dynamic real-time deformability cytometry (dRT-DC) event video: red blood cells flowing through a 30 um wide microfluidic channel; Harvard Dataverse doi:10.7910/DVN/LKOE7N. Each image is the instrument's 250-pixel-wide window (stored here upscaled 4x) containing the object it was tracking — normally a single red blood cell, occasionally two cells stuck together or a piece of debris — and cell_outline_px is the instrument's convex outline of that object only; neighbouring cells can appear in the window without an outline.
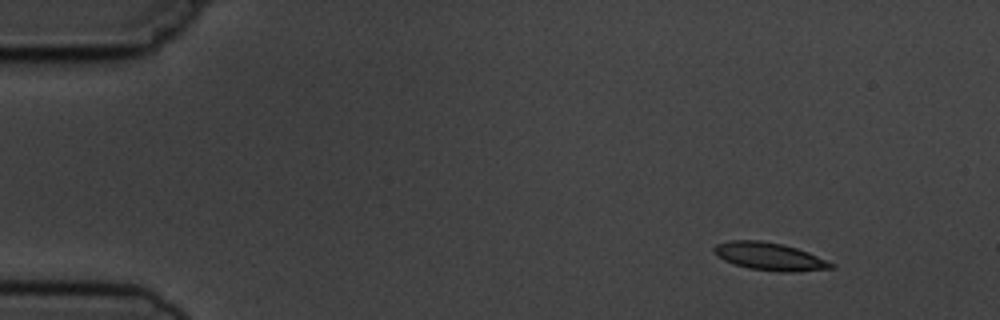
{"species": "common noctule bat (a hibernating species)", "species_latin": "Nyctalus noctula", "temperature_condition": "cold", "stored_images_in_passage": 5, "camera_frame_rate_fps": 3000, "um_per_image_px": 0.085, "animal": {"sex": "male", "body_mass_g": 19.5, "forearm_length_mm": 54.6}, "frame": {"image": 1, "passage_image": 1, "time_ms": 0.0, "image_size_px": [1000, 320], "cell_outline_px": [[836, 264], [832, 268], [796, 272], [780, 272], [748, 268], [724, 260], [716, 256], [712, 252], [712, 248], [716, 244], [728, 240], [760, 240], [780, 244], [796, 248], [808, 252]], "centroid_in_image_um": [65.38, 21.8], "position_along_channel_um": 19.6, "area_um2": 18.96}}
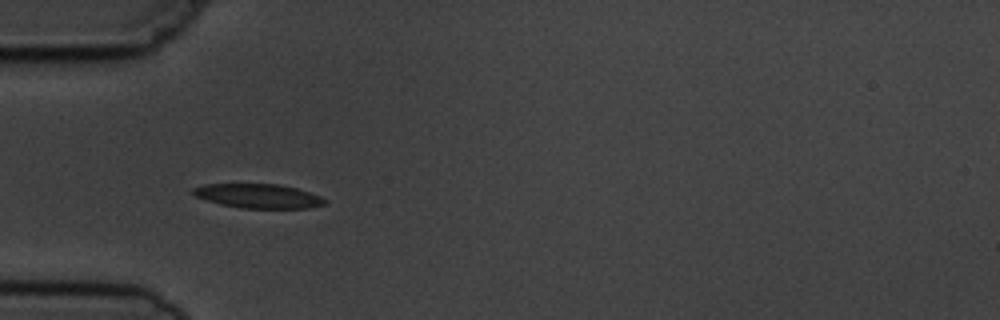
{"frame": {"image": 2, "passage_image": 4, "time_ms": 3.667, "image_size_px": [1000, 320], "cell_outline_px": [[328, 200], [324, 204], [308, 208], [240, 208], [220, 204], [196, 196], [188, 192], [192, 188], [204, 184], [276, 184], [296, 188], [320, 196]], "centroid_in_image_um": [21.91, 16.66], "position_along_channel_um": 63.1, "area_um2": 18.55}}